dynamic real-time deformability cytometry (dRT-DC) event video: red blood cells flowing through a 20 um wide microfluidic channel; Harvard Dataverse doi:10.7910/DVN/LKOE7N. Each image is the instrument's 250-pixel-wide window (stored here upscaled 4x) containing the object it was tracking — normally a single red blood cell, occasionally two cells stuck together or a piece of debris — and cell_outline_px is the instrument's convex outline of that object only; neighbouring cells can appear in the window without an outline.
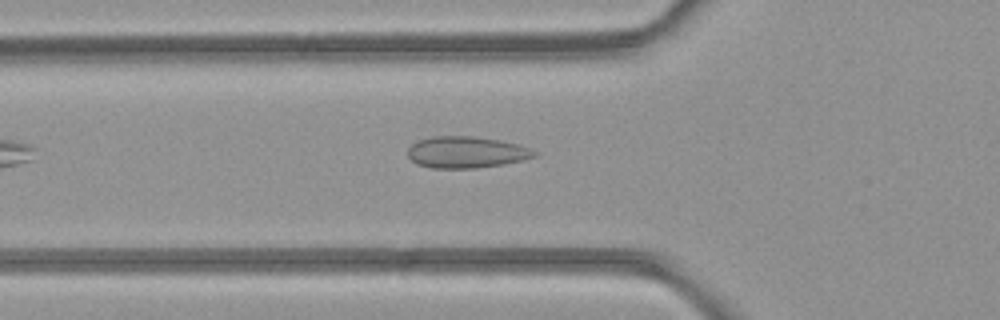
{"species": "common noctule bat (a hibernating species)", "species_latin": "Nyctalus noctula", "temperature_condition": "room temperature", "stored_images_in_passage": 30, "camera_frame_rate_fps": 3000, "um_per_image_px": 0.085, "animal": {"sex": "female", "body_mass_g": 21.9}, "frame": {"image": 1, "passage_image": 8, "time_ms": 2.333, "image_size_px": [1000, 320], "cell_outline_px": [[540, 152], [536, 156], [524, 160], [504, 164], [476, 168], [432, 168], [416, 164], [408, 156], [408, 148], [412, 144], [420, 140], [436, 136], [472, 136], [500, 140], [532, 148]], "centroid_in_image_um": [39.68, 12.94], "position_along_channel_um": 86.1, "area_um2": 23.35}}
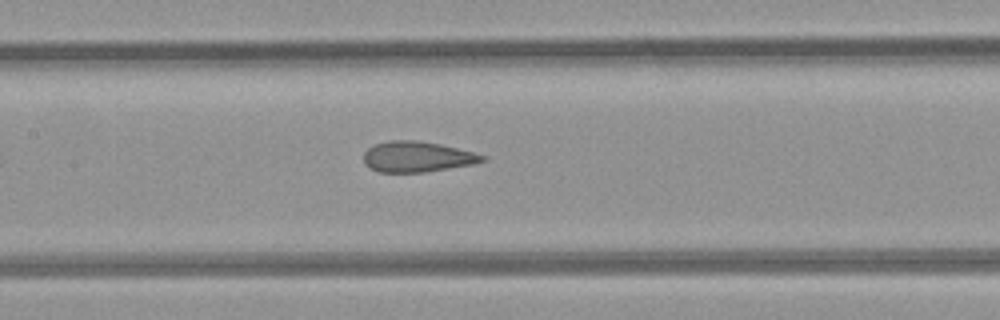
{"frame": {"image": 2, "passage_image": 14, "time_ms": 4.333, "image_size_px": [1000, 320], "cell_outline_px": [[488, 156], [484, 160], [472, 164], [424, 172], [380, 172], [364, 164], [364, 152], [368, 148], [376, 144], [388, 140], [416, 140], [440, 144]], "centroid_in_image_um": [35.43, 13.32], "position_along_channel_um": 172.0, "area_um2": 20.92}}
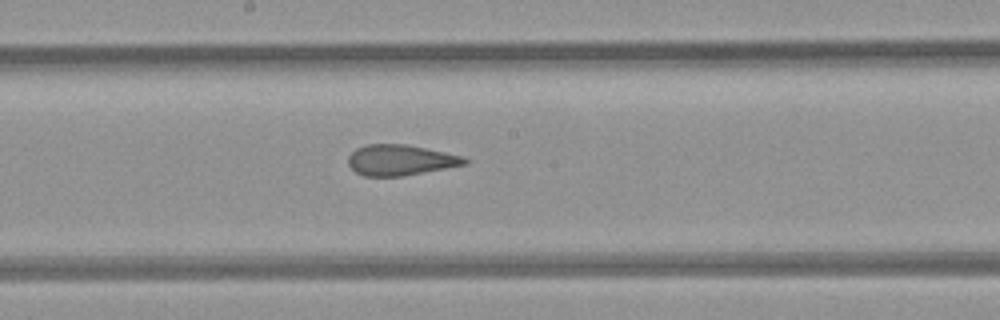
{"frame": {"image": 3, "passage_image": 17, "time_ms": 5.333, "image_size_px": [1000, 320], "cell_outline_px": [[468, 164], [400, 176], [364, 176], [356, 172], [348, 164], [348, 156], [356, 148], [368, 144], [404, 144], [464, 156], [468, 160]], "centroid_in_image_um": [34.02, 13.6], "position_along_channel_um": 214.2, "area_um2": 20.58}, "authors_computed_cell_mechanics": {"area_um2": 22.542, "velocity_mm_per_s": 4.2889, "shape_relaxation_time_tau1_ms": null, "shape_relaxation_time_tau2_ms": 0.8843, "deformation_change_tau1": null, "deformation_change_tau2": 0.0867}}